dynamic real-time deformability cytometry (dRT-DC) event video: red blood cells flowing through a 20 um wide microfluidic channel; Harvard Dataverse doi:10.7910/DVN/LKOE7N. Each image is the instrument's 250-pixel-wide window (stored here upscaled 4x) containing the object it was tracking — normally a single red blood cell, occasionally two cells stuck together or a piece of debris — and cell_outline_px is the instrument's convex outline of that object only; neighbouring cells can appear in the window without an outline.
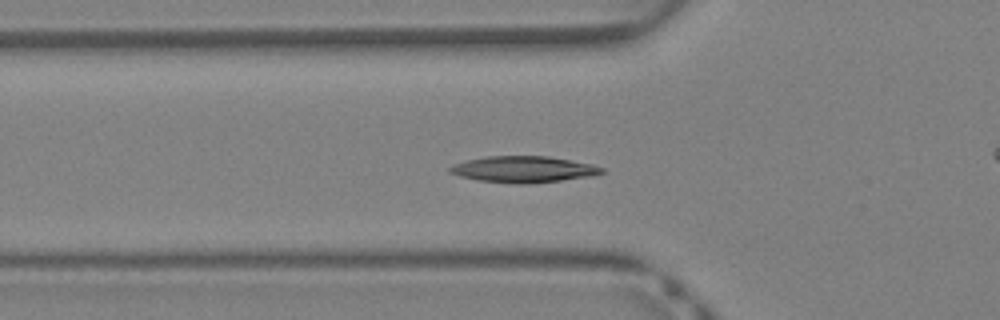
{"species": "Egyptian fruit bat (a non-hibernating species)", "species_latin": "Rousettus aegyptiacus", "temperature_condition": "warm", "stored_images_in_passage": 42, "camera_frame_rate_fps": 3000, "um_per_image_px": 0.085, "animal": {"sex": "female"}, "frame": {"image": 1, "passage_image": 14, "time_ms": 4.333, "image_size_px": [1000, 320], "cell_outline_px": [[604, 172], [592, 176], [528, 184], [520, 184], [476, 180], [460, 176], [448, 172], [448, 168], [452, 164], [484, 156], [548, 156], [592, 164], [604, 168]], "centroid_in_image_um": [44.47, 14.39], "position_along_channel_um": 81.3, "area_um2": 23.29}}
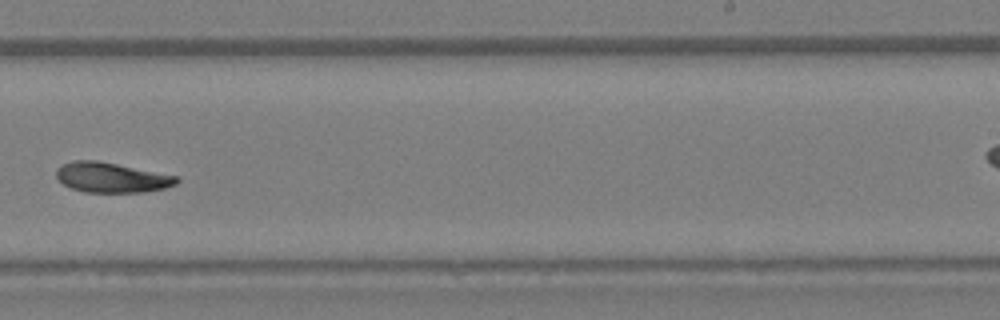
{"frame": {"image": 2, "passage_image": 26, "time_ms": 8.333, "image_size_px": [1000, 320], "cell_outline_px": [[180, 180], [176, 184], [164, 188], [144, 192], [84, 192], [72, 188], [64, 184], [56, 176], [56, 168], [60, 164], [72, 160], [96, 160], [176, 176]], "centroid_in_image_um": [9.43, 15.08], "position_along_channel_um": 279.6, "area_um2": 20.87}}
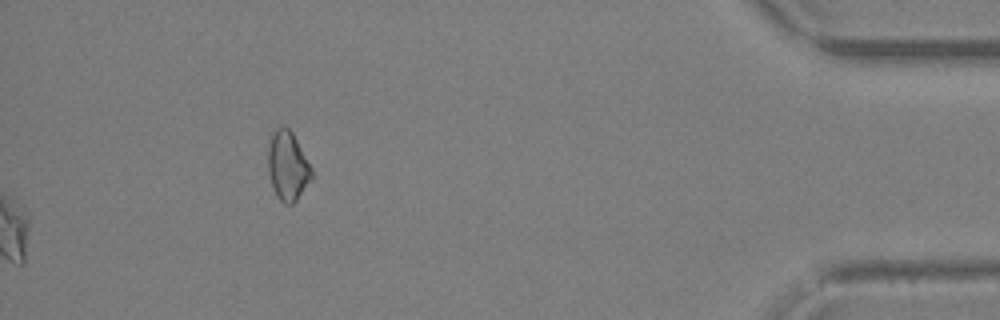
{"frame": {"image": 3, "passage_image": 42, "time_ms": 13.667, "image_size_px": [1000, 320], "cell_outline_px": [[312, 180], [296, 200], [292, 204], [284, 204], [276, 196], [272, 188], [268, 172], [268, 148], [272, 136], [276, 128], [288, 128], [292, 132], [312, 168]], "centroid_in_image_um": [24.45, 14.16], "position_along_channel_um": 410.7, "area_um2": 17.46}, "authors_computed_cell_mechanics": {"area_um2": 21.5594, "velocity_mm_per_s": 4.9569, "shape_relaxation_time_tau1_ms": 7.3535, "shape_relaxation_time_tau2_ms": null, "deformation_change_tau1": 0.1911, "deformation_change_tau2": null}}